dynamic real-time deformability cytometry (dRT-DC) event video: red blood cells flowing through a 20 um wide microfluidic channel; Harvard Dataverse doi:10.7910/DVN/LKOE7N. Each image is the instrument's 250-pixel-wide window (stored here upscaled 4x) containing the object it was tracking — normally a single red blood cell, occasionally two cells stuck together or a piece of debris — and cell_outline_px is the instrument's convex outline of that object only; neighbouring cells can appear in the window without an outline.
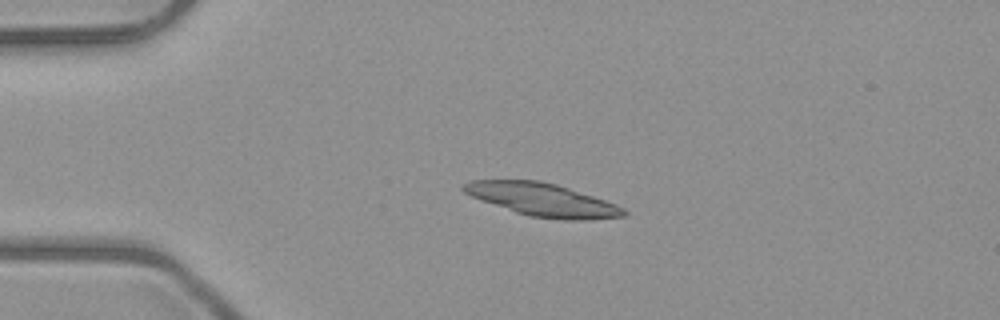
{"species": "common noctule bat (a hibernating species)", "species_latin": "Nyctalus noctula", "temperature_condition": "room temperature", "stored_images_in_passage": 5, "camera_frame_rate_fps": 3000, "um_per_image_px": 0.085, "animal": {"sex": "male", "body_mass_g": 23.1, "forearm_length_mm": 52.7}, "frame": {"image": 1, "passage_image": 3, "time_ms": 2.333, "image_size_px": [1000, 320], "cell_outline_px": [[628, 212], [624, 216], [588, 220], [564, 220], [528, 216], [516, 212], [472, 196], [464, 192], [460, 188], [460, 184], [472, 180], [540, 180], [556, 184], [616, 204], [624, 208]], "centroid_in_image_um": [46.1, 16.97], "position_along_channel_um": 38.9, "area_um2": 30.52}}